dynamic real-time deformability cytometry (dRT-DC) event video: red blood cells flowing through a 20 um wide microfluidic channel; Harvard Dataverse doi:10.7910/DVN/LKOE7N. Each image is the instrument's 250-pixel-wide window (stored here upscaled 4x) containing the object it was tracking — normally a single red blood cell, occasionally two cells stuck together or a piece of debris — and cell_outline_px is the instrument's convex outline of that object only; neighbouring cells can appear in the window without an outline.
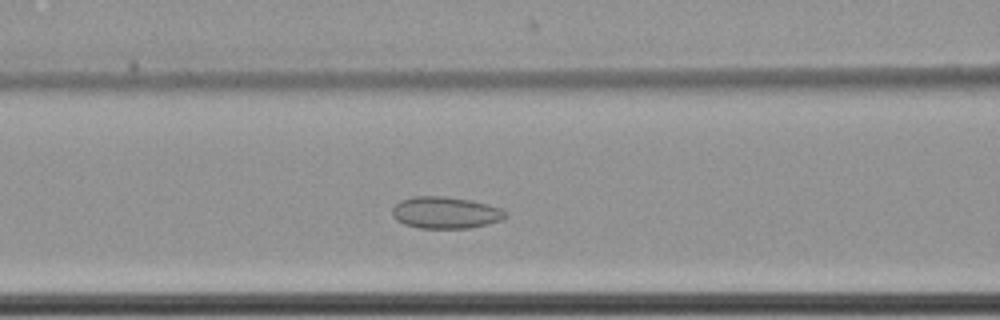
{"species": "common noctule bat (a hibernating species)", "species_latin": "Nyctalus noctula", "temperature_condition": "cold", "stored_images_in_passage": 41, "camera_frame_rate_fps": 3000, "um_per_image_px": 0.085, "animal": {"sex": "female", "body_mass_g": 22.7, "forearm_length_mm": 54.2}, "frame": {"image": 1, "passage_image": 17, "time_ms": 5.333, "image_size_px": [1000, 320], "cell_outline_px": [[508, 216], [500, 220], [488, 224], [472, 228], [420, 228], [404, 224], [396, 220], [392, 216], [392, 208], [400, 200], [412, 196], [444, 196], [468, 200], [488, 204], [500, 208], [508, 212]], "centroid_in_image_um": [37.86, 18.07], "position_along_channel_um": 128.7, "area_um2": 21.1}}
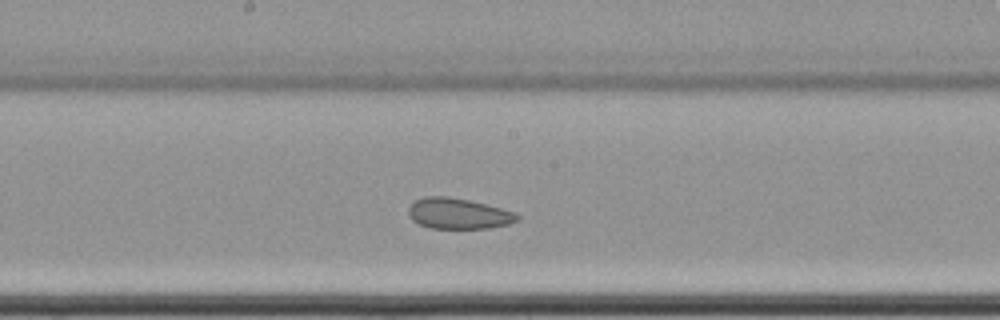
{"frame": {"image": 2, "passage_image": 24, "time_ms": 7.667, "image_size_px": [1000, 320], "cell_outline_px": [[520, 220], [508, 224], [492, 228], [428, 228], [412, 220], [408, 216], [408, 208], [416, 200], [424, 196], [448, 196], [468, 200], [516, 212], [520, 216]], "centroid_in_image_um": [38.96, 18.16], "position_along_channel_um": 209.2, "area_um2": 19.54}}
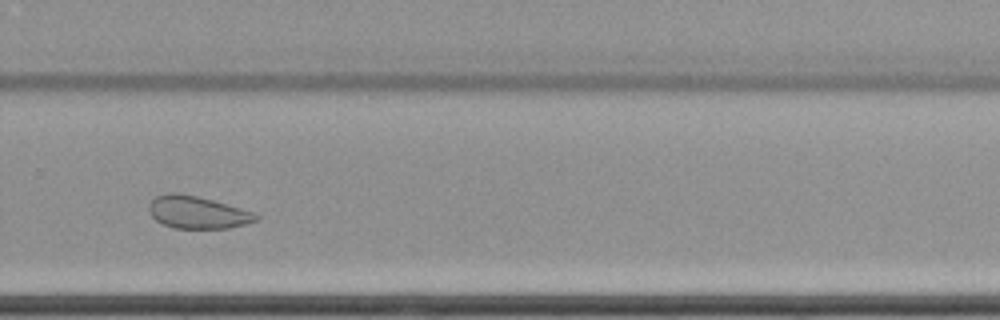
{"frame": {"image": 3, "passage_image": 33, "time_ms": 10.667, "image_size_px": [1000, 320], "cell_outline_px": [[260, 220], [228, 228], [172, 228], [156, 220], [152, 216], [148, 208], [148, 204], [156, 196], [168, 192], [176, 192], [196, 196], [212, 200], [240, 208], [252, 212], [260, 216]], "centroid_in_image_um": [16.76, 18.05], "position_along_channel_um": 313.0, "area_um2": 20.11}, "authors_computed_cell_mechanics": {"area_um2": 21.097, "velocity_mm_per_s": 3.4565, "shape_relaxation_time_tau1_ms": null, "shape_relaxation_time_tau2_ms": 3.1523, "deformation_change_tau1": null, "deformation_change_tau2": 0.0757}}